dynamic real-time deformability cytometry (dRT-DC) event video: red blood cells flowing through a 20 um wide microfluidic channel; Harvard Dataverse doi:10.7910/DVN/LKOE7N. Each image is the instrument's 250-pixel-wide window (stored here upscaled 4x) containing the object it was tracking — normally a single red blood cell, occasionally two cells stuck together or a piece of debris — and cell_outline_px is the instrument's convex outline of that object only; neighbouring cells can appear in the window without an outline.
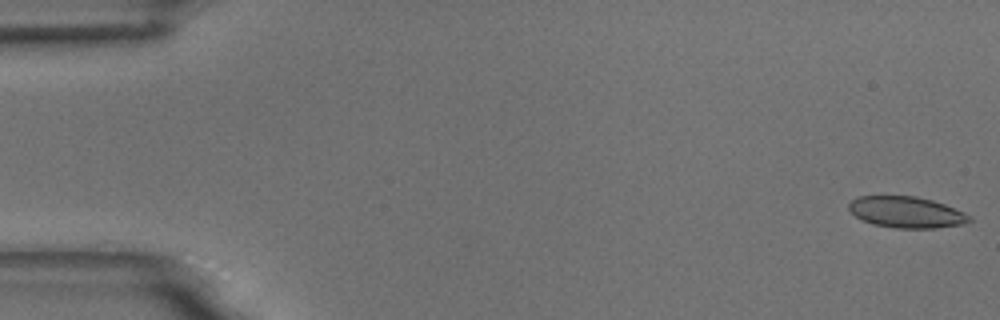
{"species": "common noctule bat (a hibernating species)", "species_latin": "Nyctalus noctula", "temperature_condition": "room temperature", "stored_images_in_passage": 2, "camera_frame_rate_fps": 3000, "um_per_image_px": 0.085, "animal": {"sex": "male", "body_mass_g": 18.8}, "frame": {"image": 1, "passage_image": 1, "time_ms": 0.0, "image_size_px": [1000, 320], "cell_outline_px": [[972, 220], [964, 224], [936, 228], [896, 228], [872, 224], [860, 220], [848, 208], [848, 204], [856, 196], [916, 196], [932, 200], [944, 204], [964, 212], [972, 216]], "centroid_in_image_um": [77.04, 18.04], "position_along_channel_um": 8.0, "area_um2": 22.08}}